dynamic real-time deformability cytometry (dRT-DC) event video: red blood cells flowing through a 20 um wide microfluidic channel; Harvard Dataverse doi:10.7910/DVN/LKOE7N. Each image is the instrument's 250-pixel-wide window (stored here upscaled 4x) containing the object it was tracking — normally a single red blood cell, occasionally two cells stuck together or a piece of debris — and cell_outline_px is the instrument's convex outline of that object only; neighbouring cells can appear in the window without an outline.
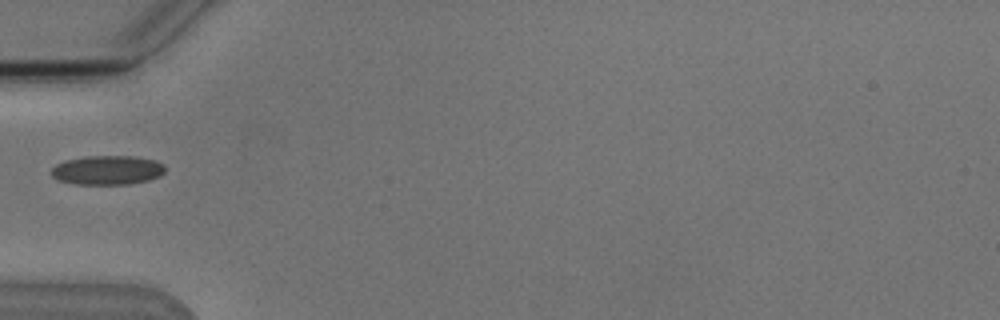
{"species": "Egyptian fruit bat (a non-hibernating species)", "species_latin": "Rousettus aegyptiacus", "temperature_condition": "cold", "stored_images_in_passage": 1, "camera_frame_rate_fps": 3000, "um_per_image_px": 0.085, "animal": {"sex": "male"}, "frame": {"image": 1, "passage_image": 1, "time_ms": 0.0, "image_size_px": [1000, 320], "cell_outline_px": [[164, 172], [160, 176], [148, 180], [128, 184], [76, 184], [60, 180], [52, 176], [52, 168], [56, 164], [64, 160], [84, 156], [136, 156], [156, 160], [164, 164]], "centroid_in_image_um": [9.14, 14.44], "position_along_channel_um": 75.9, "area_um2": 19.42}}